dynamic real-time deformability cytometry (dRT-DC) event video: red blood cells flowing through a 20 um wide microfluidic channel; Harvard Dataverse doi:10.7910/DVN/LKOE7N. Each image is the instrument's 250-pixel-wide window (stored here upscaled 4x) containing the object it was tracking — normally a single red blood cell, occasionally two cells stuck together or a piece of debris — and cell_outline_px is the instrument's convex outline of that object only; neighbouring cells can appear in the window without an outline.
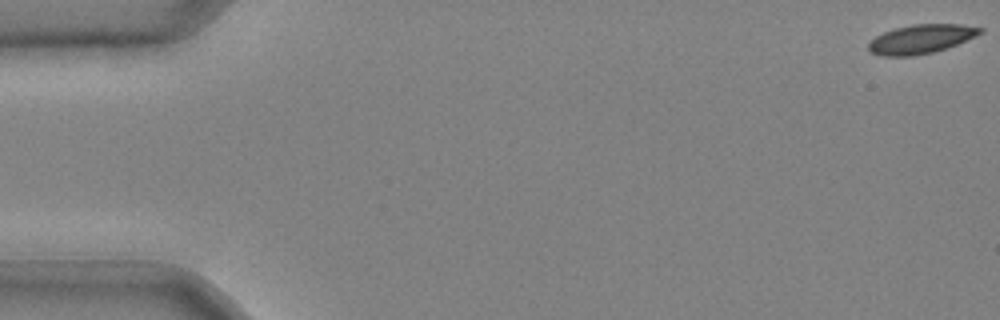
{"species": "common noctule bat (a hibernating species)", "species_latin": "Nyctalus noctula", "temperature_condition": "cold", "stored_images_in_passage": 7, "camera_frame_rate_fps": 3000, "um_per_image_px": 0.085, "animal": {"sex": "male", "body_mass_g": 20.4}, "frame": {"image": 1, "passage_image": 1, "time_ms": 0.0, "image_size_px": [1000, 320], "cell_outline_px": [[984, 32], [976, 36], [956, 44], [932, 52], [912, 56], [880, 56], [872, 52], [868, 48], [868, 44], [876, 36], [884, 32], [896, 28], [912, 24], [960, 24], [984, 28]], "centroid_in_image_um": [78.3, 3.31], "position_along_channel_um": 6.7, "area_um2": 18.67}}
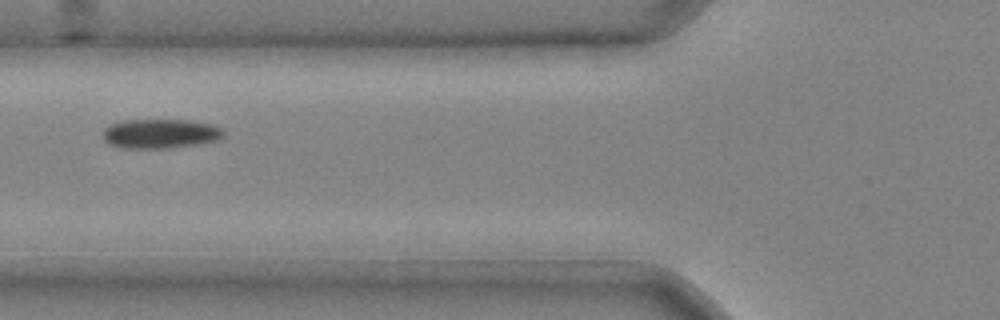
{"frame": {"image": 2, "passage_image": 6, "time_ms": 1.667, "image_size_px": [1000, 320], "cell_outline_px": [[224, 136], [216, 140], [196, 144], [168, 148], [120, 148], [108, 144], [100, 136], [104, 128], [112, 124], [124, 120], [188, 120], [208, 124], [220, 128], [224, 132]], "centroid_in_image_um": [13.54, 11.37], "position_along_channel_um": 112.3, "area_um2": 20.63}}
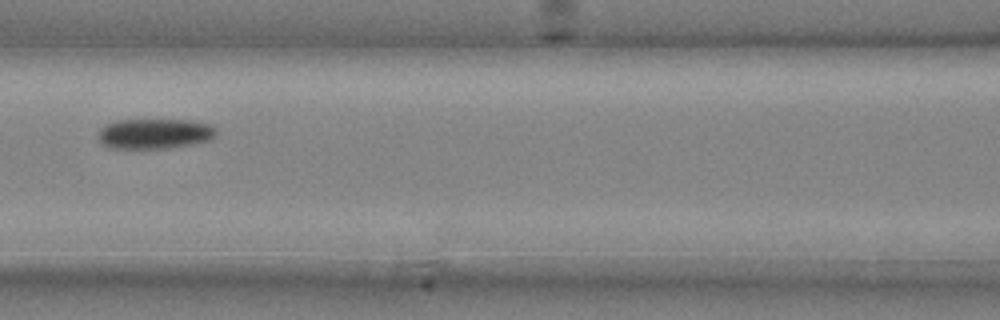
{"frame": {"image": 3, "passage_image": 7, "time_ms": 2.0, "image_size_px": [1000, 320], "cell_outline_px": [[216, 136], [212, 140], [196, 144], [168, 148], [112, 148], [104, 144], [100, 140], [100, 128], [116, 120], [188, 120], [208, 124], [216, 128]], "centroid_in_image_um": [13.22, 11.37], "position_along_channel_um": 153.4, "area_um2": 20.69}}